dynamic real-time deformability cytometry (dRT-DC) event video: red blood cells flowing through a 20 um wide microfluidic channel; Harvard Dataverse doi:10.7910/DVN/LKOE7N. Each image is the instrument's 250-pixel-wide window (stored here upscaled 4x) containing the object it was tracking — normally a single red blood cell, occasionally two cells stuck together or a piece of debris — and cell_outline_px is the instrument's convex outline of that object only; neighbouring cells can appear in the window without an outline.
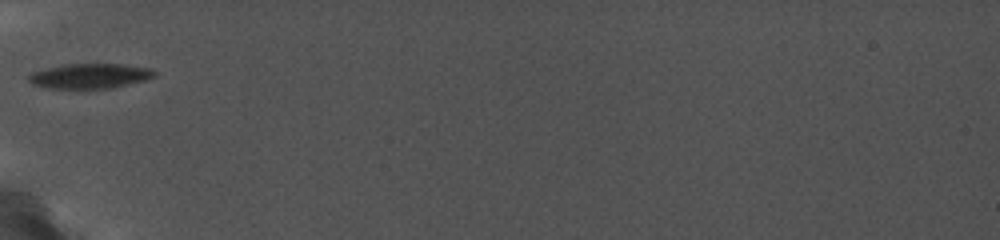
{"species": "common noctule bat (a hibernating species)", "species_latin": "Nyctalus noctula", "temperature_condition": "cold", "stored_images_in_passage": 4, "camera_frame_rate_fps": 5000, "um_per_image_px": 0.085, "animal": {"sex": "female", "body_mass_g": 19.0, "forearm_length_mm": 56.7}, "frame": {"image": 1, "passage_image": 1, "time_ms": 0.0, "image_size_px": [1000, 240], "cell_outline_px": [[156, 72], [152, 76], [140, 80], [108, 88], [52, 88], [32, 84], [28, 80], [28, 76], [32, 72], [44, 68], [64, 64], [120, 64], [148, 68]], "centroid_in_image_um": [7.52, 6.44], "position_along_channel_um": 77.5, "area_um2": 17.69}}